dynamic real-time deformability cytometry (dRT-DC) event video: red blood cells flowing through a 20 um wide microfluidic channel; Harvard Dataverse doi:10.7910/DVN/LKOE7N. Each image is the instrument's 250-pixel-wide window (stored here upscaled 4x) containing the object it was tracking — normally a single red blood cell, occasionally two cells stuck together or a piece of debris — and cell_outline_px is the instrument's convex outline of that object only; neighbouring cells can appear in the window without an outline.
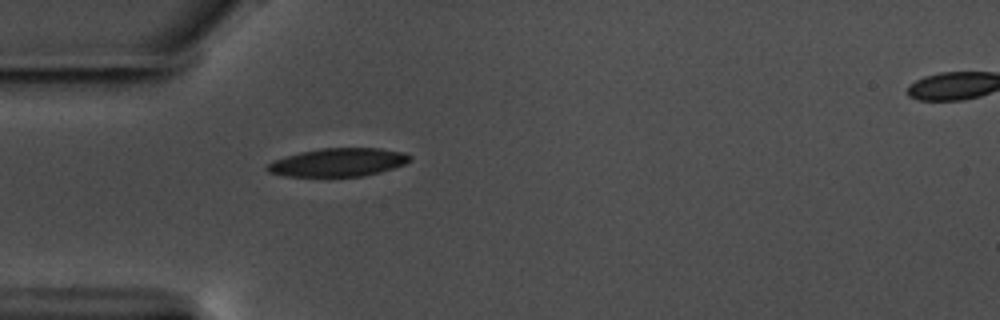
{"species": "common noctule bat (a hibernating species)", "species_latin": "Nyctalus noctula", "temperature_condition": "warm", "stored_images_in_passage": 41, "camera_frame_rate_fps": 3000, "um_per_image_px": 0.085, "animal": {"sex": "male", "body_mass_g": 17.5, "forearm_length_mm": 52.3}, "frame": {"image": 1, "passage_image": 1, "time_ms": 0.0, "image_size_px": [1000, 320], "cell_outline_px": [[412, 160], [404, 164], [380, 172], [360, 176], [288, 176], [268, 172], [264, 168], [272, 160], [300, 152], [320, 148], [380, 148], [404, 152], [412, 156]], "centroid_in_image_um": [28.74, 13.79], "position_along_channel_um": 56.3, "area_um2": 23.47}}
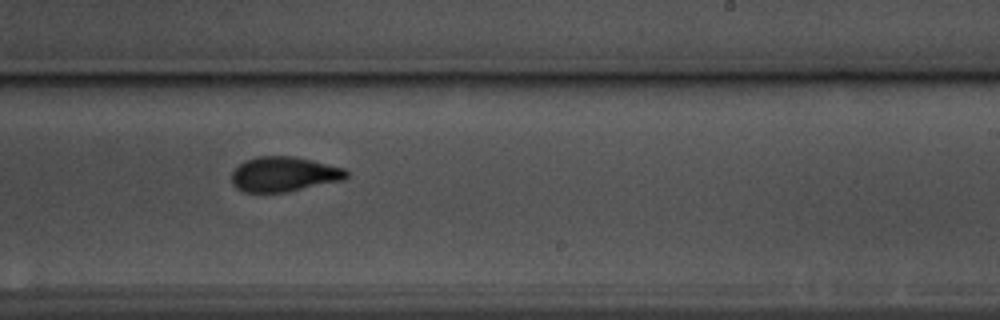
{"frame": {"image": 2, "passage_image": 19, "time_ms": 6.0, "image_size_px": [1000, 320], "cell_outline_px": [[348, 176], [344, 180], [284, 192], [244, 192], [236, 188], [232, 184], [232, 172], [244, 160], [256, 156], [292, 156], [312, 160], [344, 168], [348, 172]], "centroid_in_image_um": [24.12, 14.8], "position_along_channel_um": 264.9, "area_um2": 23.29}}
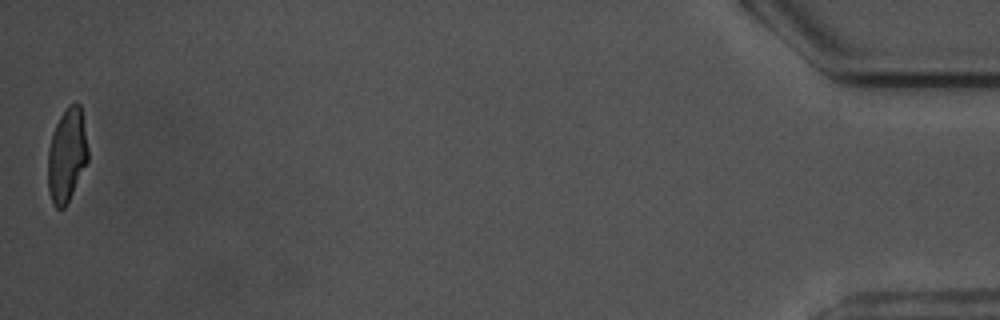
{"frame": {"image": 3, "passage_image": 41, "time_ms": 13.333, "image_size_px": [1000, 320], "cell_outline_px": [[88, 160], [64, 208], [56, 208], [52, 204], [48, 192], [48, 148], [52, 132], [60, 116], [68, 104], [76, 100], [80, 104], [88, 148]], "centroid_in_image_um": [5.67, 13.15], "position_along_channel_um": 429.5, "area_um2": 21.91}, "authors_computed_cell_mechanics": {"area_um2": 23.4668, "velocity_mm_per_s": 3.5615, "shape_relaxation_time_tau1_ms": 5.5816, "shape_relaxation_time_tau2_ms": 1.7076, "deformation_change_tau1": 0.1844, "deformation_change_tau2": 0.087}}